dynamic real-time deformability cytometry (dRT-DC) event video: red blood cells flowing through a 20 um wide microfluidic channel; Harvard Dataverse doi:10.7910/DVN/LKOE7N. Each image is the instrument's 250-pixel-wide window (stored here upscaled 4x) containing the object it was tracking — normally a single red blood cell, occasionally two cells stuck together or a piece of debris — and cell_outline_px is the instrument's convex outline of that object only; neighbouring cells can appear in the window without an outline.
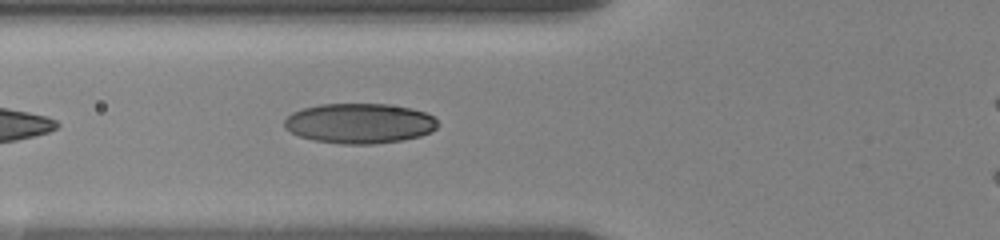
{"species": "human", "species_latin": "Homo sapiens", "temperature_condition": "room temperature", "stored_images_in_passage": 15, "camera_frame_rate_fps": 3000, "um_per_image_px": 0.085, "donor": {"sex": "female"}, "frame": {"image": 1, "passage_image": 15, "time_ms": 7.0, "image_size_px": [1000, 240], "cell_outline_px": [[440, 124], [432, 132], [420, 136], [404, 140], [372, 144], [344, 144], [312, 140], [300, 136], [284, 128], [284, 120], [292, 112], [304, 108], [320, 104], [388, 104], [412, 108], [424, 112], [432, 116]], "centroid_in_image_um": [30.58, 10.48], "position_along_channel_um": 95.2, "area_um2": 35.95}}